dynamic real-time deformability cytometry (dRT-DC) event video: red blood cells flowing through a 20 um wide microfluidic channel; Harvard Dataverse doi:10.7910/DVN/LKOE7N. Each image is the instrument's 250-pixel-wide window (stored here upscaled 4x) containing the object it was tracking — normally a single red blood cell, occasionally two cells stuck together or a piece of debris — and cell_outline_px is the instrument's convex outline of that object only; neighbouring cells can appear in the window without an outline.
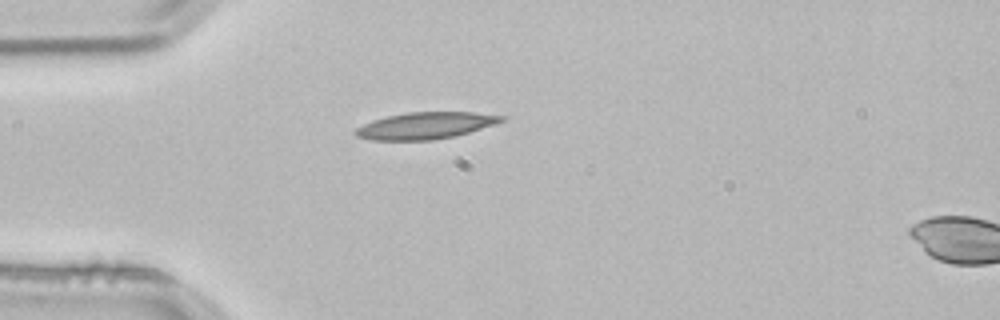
{"species": "common noctule bat (a hibernating species)", "species_latin": "Nyctalus noctula", "temperature_condition": "room temperature", "stored_images_in_passage": 2, "segment_of_instrument_passage": [1, 2], "camera_frame_rate_fps": 3000, "um_per_image_px": 0.085, "animal": {"sex": "male", "body_mass_g": 21.5, "forearm_length_mm": 52.0}, "frame": {"image": 1, "passage_image": 1, "time_ms": 0.0, "image_size_px": [1000, 320], "cell_outline_px": [[504, 120], [496, 124], [456, 136], [432, 140], [372, 140], [356, 136], [352, 132], [356, 128], [372, 120], [388, 116], [408, 112], [472, 112], [504, 116]], "centroid_in_image_um": [36.15, 10.68], "position_along_channel_um": 48.9, "area_um2": 22.72}}